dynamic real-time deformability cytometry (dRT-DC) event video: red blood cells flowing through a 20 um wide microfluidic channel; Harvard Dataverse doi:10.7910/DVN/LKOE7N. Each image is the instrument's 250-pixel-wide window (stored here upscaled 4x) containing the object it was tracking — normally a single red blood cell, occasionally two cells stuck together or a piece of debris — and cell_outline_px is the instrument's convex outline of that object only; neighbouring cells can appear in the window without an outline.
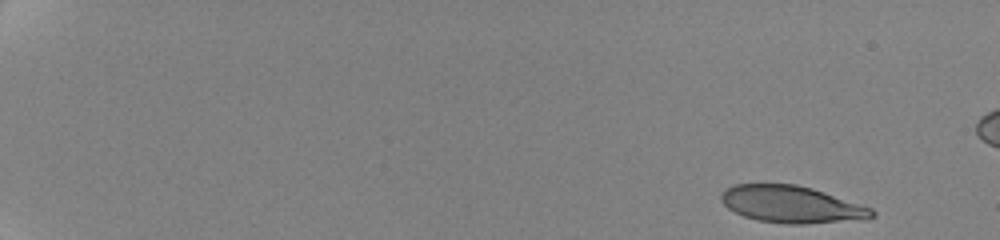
{"species": "human", "species_latin": "Homo sapiens", "temperature_condition": "cold", "stored_images_in_passage": 16, "camera_frame_rate_fps": 3000, "um_per_image_px": 0.085, "donor": {"sex": "female"}, "frame": {"image": 1, "passage_image": 1, "time_ms": 0.0, "image_size_px": [1000, 240], "cell_outline_px": [[876, 216], [804, 224], [788, 224], [756, 220], [744, 216], [728, 208], [720, 200], [720, 196], [724, 188], [732, 184], [796, 184], [812, 188], [872, 208], [876, 212]], "centroid_in_image_um": [67.19, 17.35], "position_along_channel_um": 17.8, "area_um2": 32.08}}
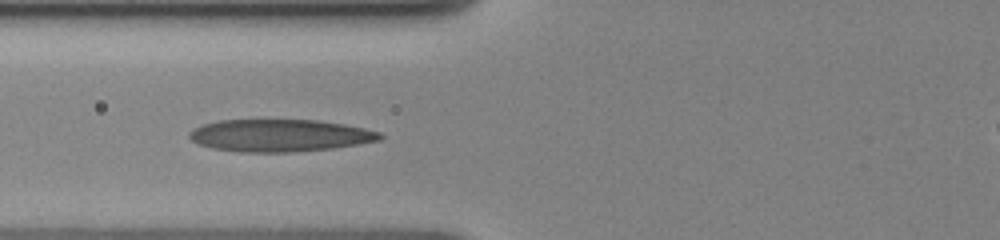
{"frame": {"image": 2, "passage_image": 14, "time_ms": 7.333, "image_size_px": [1000, 240], "cell_outline_px": [[384, 136], [380, 140], [332, 148], [292, 152], [240, 152], [212, 148], [196, 144], [188, 136], [188, 132], [192, 128], [204, 124], [220, 120], [316, 120], [344, 124], [364, 128], [380, 132]], "centroid_in_image_um": [23.74, 11.51], "position_along_channel_um": 102.1, "area_um2": 35.89}}
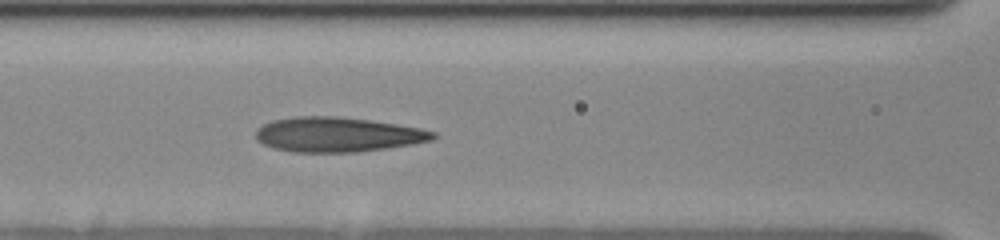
{"frame": {"image": 3, "passage_image": 16, "time_ms": 8.333, "image_size_px": [1000, 240], "cell_outline_px": [[436, 136], [432, 140], [412, 144], [388, 148], [356, 152], [292, 152], [276, 148], [264, 144], [256, 140], [256, 128], [272, 120], [296, 116], [340, 116], [396, 124], [420, 128], [436, 132]], "centroid_in_image_um": [28.68, 11.43], "position_along_channel_um": 137.9, "area_um2": 35.89}}